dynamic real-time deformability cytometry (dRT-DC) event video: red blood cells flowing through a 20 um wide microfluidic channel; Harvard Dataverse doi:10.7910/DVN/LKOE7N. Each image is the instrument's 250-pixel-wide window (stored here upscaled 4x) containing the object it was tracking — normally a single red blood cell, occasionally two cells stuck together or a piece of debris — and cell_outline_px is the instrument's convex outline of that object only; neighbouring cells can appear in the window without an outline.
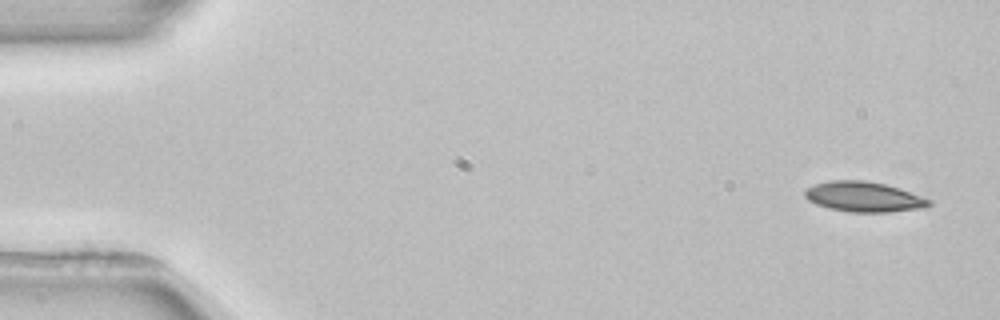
{"species": "common noctule bat (a hibernating species)", "species_latin": "Nyctalus noctula", "temperature_condition": "room temperature", "stored_images_in_passage": 4, "camera_frame_rate_fps": 3000, "um_per_image_px": 0.085, "animal": {"sex": "female", "body_mass_g": 22.7, "forearm_length_mm": 54.2}, "frame": {"image": 1, "passage_image": 1, "time_ms": 0.0, "image_size_px": [1000, 320], "cell_outline_px": [[932, 204], [924, 208], [888, 212], [852, 212], [828, 208], [816, 204], [808, 200], [804, 196], [804, 188], [816, 184], [832, 180], [864, 180], [884, 184], [900, 188], [932, 200]], "centroid_in_image_um": [73.42, 16.73], "position_along_channel_um": 11.6, "area_um2": 21.91}}
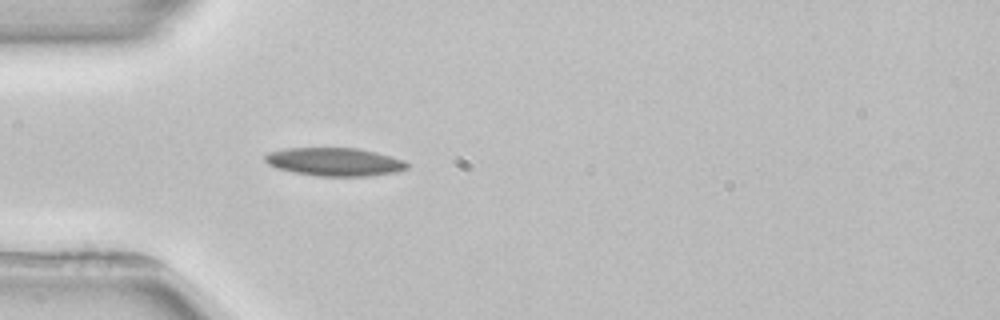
{"frame": {"image": 2, "passage_image": 4, "time_ms": 4.333, "image_size_px": [1000, 320], "cell_outline_px": [[408, 168], [396, 172], [368, 176], [316, 176], [276, 168], [268, 164], [264, 160], [264, 156], [268, 152], [284, 148], [356, 148], [376, 152], [392, 156], [404, 160], [408, 164]], "centroid_in_image_um": [28.43, 13.75], "position_along_channel_um": 56.6, "area_um2": 23.41}}